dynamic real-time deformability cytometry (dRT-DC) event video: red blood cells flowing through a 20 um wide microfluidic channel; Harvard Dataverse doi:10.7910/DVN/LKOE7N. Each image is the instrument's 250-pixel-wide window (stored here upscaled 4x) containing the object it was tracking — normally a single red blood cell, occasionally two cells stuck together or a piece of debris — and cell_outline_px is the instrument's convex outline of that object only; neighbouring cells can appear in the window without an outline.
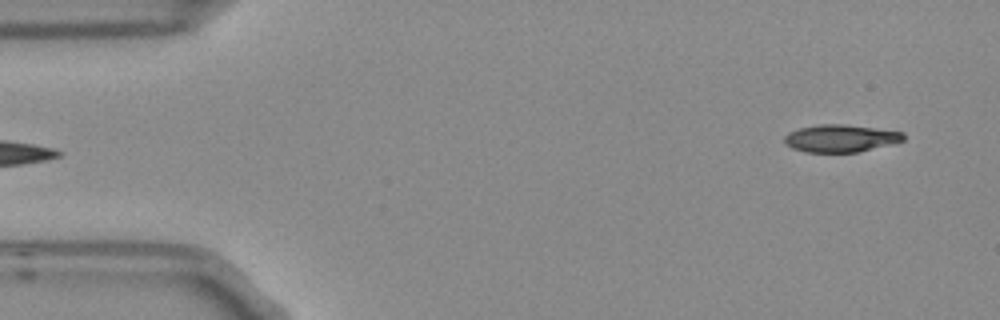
{"species": "Egyptian fruit bat (a non-hibernating species)", "species_latin": "Rousettus aegyptiacus", "temperature_condition": "room temperature", "stored_images_in_passage": 4, "segment_of_instrument_passage": [2, 2], "camera_frame_rate_fps": 3000, "um_per_image_px": 0.085, "frame": {"image": 1, "passage_image": 4, "time_ms": 1.0, "image_size_px": [1000, 320], "cell_outline_px": [[904, 140], [892, 144], [856, 152], [804, 152], [792, 148], [784, 140], [784, 136], [788, 132], [800, 128], [820, 124], [844, 124], [904, 132]], "centroid_in_image_um": [71.45, 11.75], "position_along_channel_um": 13.6, "area_um2": 18.9}}